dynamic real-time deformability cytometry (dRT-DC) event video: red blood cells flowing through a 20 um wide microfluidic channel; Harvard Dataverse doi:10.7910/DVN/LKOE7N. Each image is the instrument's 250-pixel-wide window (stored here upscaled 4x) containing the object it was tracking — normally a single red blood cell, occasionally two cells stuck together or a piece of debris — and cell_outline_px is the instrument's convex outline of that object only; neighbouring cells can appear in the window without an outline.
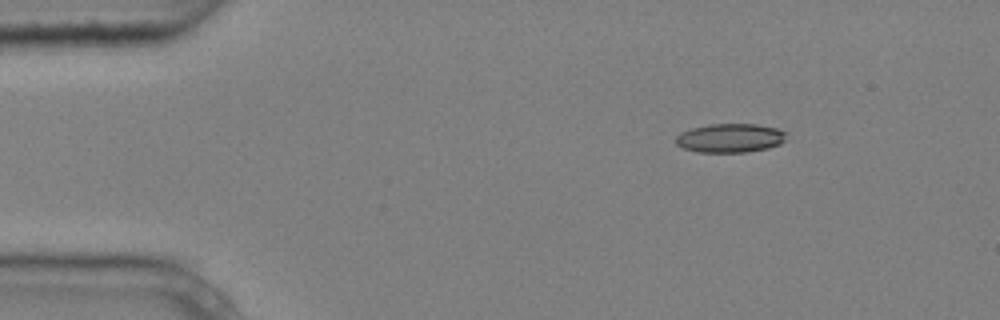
{"species": "common noctule bat (a hibernating species)", "species_latin": "Nyctalus noctula", "temperature_condition": "cold", "stored_images_in_passage": 4, "camera_frame_rate_fps": 3000, "um_per_image_px": 0.085, "animal": {"sex": "male", "body_mass_g": 20.4}, "frame": {"image": 1, "passage_image": 1, "time_ms": 0.0, "image_size_px": [1000, 320], "cell_outline_px": [[788, 140], [780, 144], [768, 148], [748, 152], [696, 152], [684, 148], [676, 144], [676, 136], [680, 132], [692, 128], [708, 124], [756, 124], [776, 128], [788, 132]], "centroid_in_image_um": [62.11, 11.73], "position_along_channel_um": 22.9, "area_um2": 18.9}}
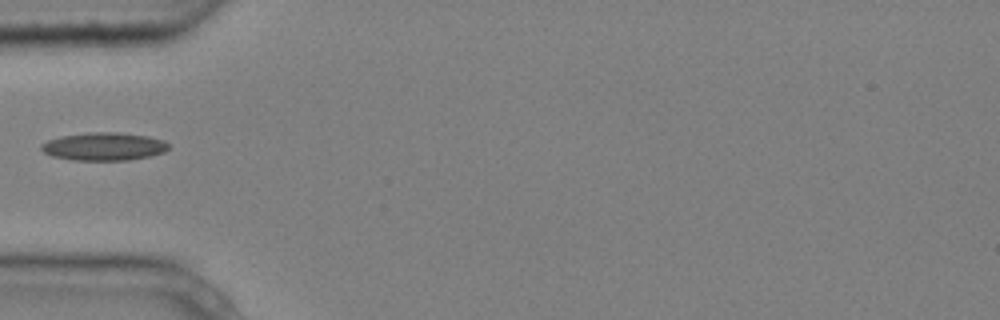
{"frame": {"image": 2, "passage_image": 4, "time_ms": 1.0, "image_size_px": [1000, 320], "cell_outline_px": [[172, 144], [164, 152], [148, 156], [128, 160], [72, 160], [52, 156], [44, 152], [40, 148], [40, 144], [48, 140], [60, 136], [88, 132], [120, 132], [148, 136], [164, 140]], "centroid_in_image_um": [8.84, 12.44], "position_along_channel_um": 76.2, "area_um2": 20.92}}